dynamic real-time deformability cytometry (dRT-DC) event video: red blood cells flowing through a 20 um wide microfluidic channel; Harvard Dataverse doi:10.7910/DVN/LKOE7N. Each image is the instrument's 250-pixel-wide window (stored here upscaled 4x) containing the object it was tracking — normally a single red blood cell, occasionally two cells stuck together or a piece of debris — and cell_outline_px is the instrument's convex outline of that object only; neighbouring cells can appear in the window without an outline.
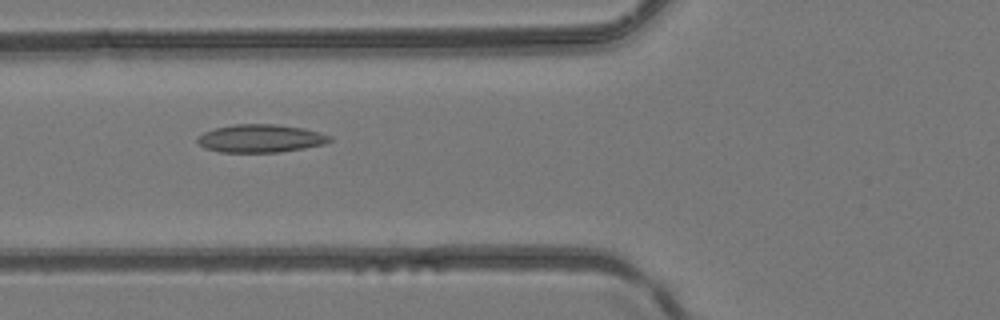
{"species": "common noctule bat (a hibernating species)", "species_latin": "Nyctalus noctula", "temperature_condition": "room temperature", "stored_images_in_passage": 48, "camera_frame_rate_fps": 3000, "um_per_image_px": 0.085, "animal": {"sex": "female", "body_mass_g": 24.6, "forearm_length_mm": 56.2}, "frame": {"image": 1, "passage_image": 19, "time_ms": 6.0, "image_size_px": [1000, 320], "cell_outline_px": [[332, 140], [324, 144], [304, 148], [280, 152], [220, 152], [204, 148], [196, 140], [196, 136], [204, 132], [216, 128], [236, 124], [276, 124], [300, 128], [320, 132], [332, 136]], "centroid_in_image_um": [22.14, 11.77], "position_along_channel_um": 103.7, "area_um2": 21.56}}
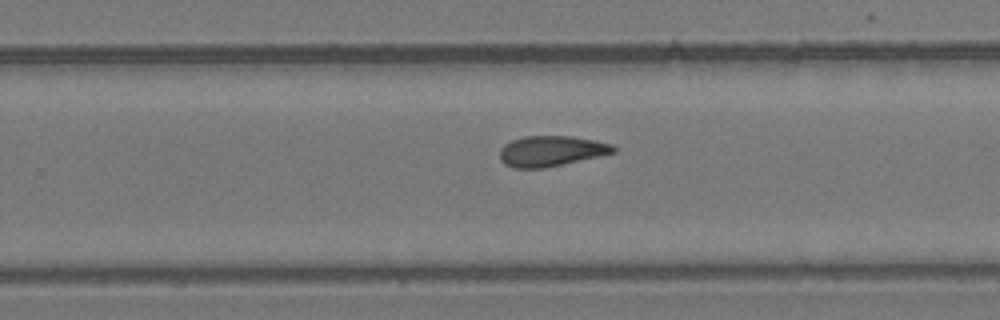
{"frame": {"image": 2, "passage_image": 31, "time_ms": 10.0, "image_size_px": [1000, 320], "cell_outline_px": [[616, 152], [544, 168], [512, 168], [504, 164], [500, 160], [500, 148], [504, 144], [512, 140], [524, 136], [572, 136], [596, 140], [612, 144], [616, 148]], "centroid_in_image_um": [46.83, 12.83], "position_along_channel_um": 283.0, "area_um2": 20.23}}
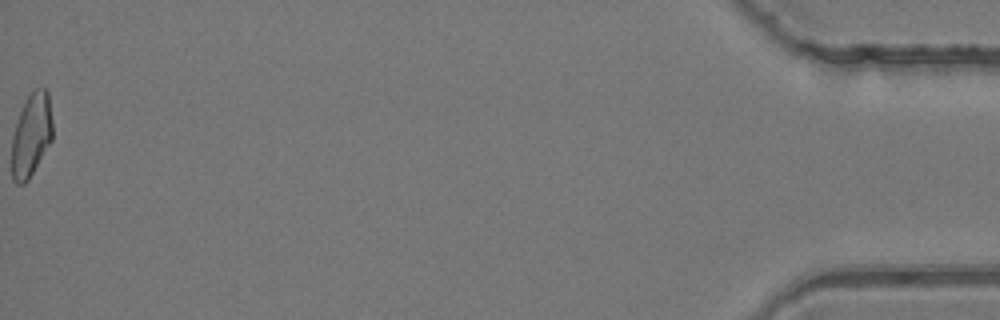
{"frame": {"image": 3, "passage_image": 48, "time_ms": 15.667, "image_size_px": [1000, 320], "cell_outline_px": [[52, 140], [28, 180], [24, 184], [16, 184], [12, 180], [12, 136], [20, 112], [32, 88], [48, 88], [52, 120]], "centroid_in_image_um": [2.67, 11.46], "position_along_channel_um": 432.5, "area_um2": 19.88}}